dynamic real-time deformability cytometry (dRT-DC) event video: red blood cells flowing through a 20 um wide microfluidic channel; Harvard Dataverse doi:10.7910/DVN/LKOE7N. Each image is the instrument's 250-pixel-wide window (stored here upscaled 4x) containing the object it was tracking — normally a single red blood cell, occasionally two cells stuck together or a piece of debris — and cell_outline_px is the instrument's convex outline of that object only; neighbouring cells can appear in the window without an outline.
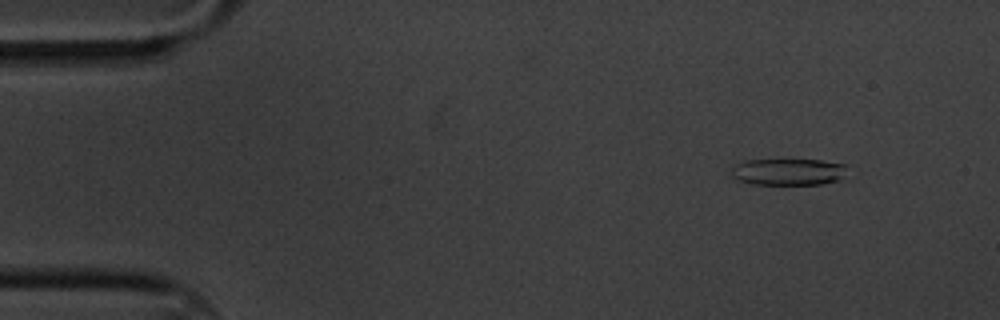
{"species": "common noctule bat (a hibernating species)", "species_latin": "Nyctalus noctula", "temperature_condition": "cold", "stored_images_in_passage": 58, "camera_frame_rate_fps": 3000, "um_per_image_px": 0.085, "animal": {"sex": "male", "body_mass_g": 20.1, "forearm_length_mm": 53.5}, "frame": {"image": 1, "passage_image": 4, "time_ms": 1.0, "image_size_px": [1000, 320], "cell_outline_px": [[848, 164], [844, 180], [820, 184], [752, 184], [740, 180], [732, 176], [732, 168], [736, 164], [744, 160], [820, 160]], "centroid_in_image_um": [67.09, 14.6], "position_along_channel_um": 17.9, "area_um2": 18.21}}
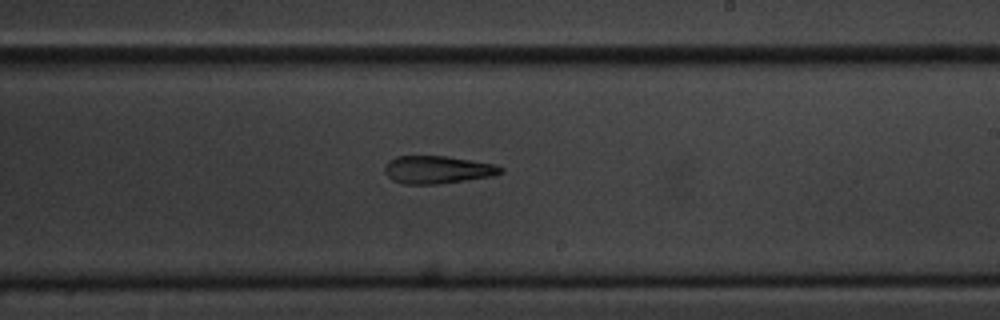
{"frame": {"image": 2, "passage_image": 33, "time_ms": 10.667, "image_size_px": [1000, 320], "cell_outline_px": [[504, 172], [492, 176], [436, 184], [404, 184], [392, 180], [384, 172], [384, 164], [388, 160], [396, 156], [444, 156], [492, 164], [504, 168]], "centroid_in_image_um": [37.12, 14.42], "position_along_channel_um": 251.9, "area_um2": 18.61}}
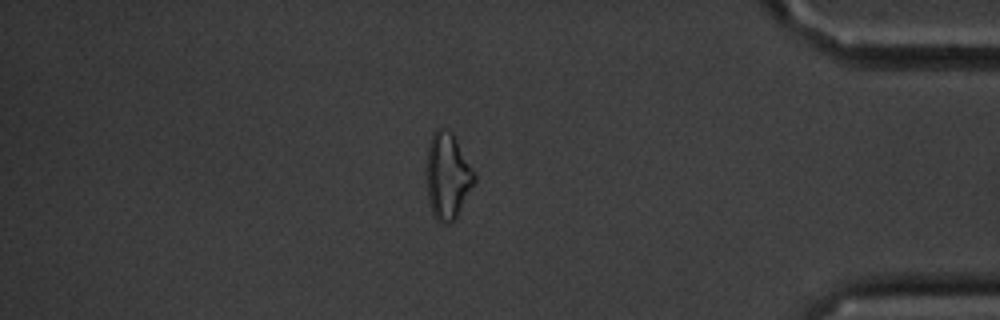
{"frame": {"image": 3, "passage_image": 49, "time_ms": 16.0, "image_size_px": [1000, 320], "cell_outline_px": [[476, 180], [456, 220], [452, 224], [440, 224], [436, 220], [432, 212], [428, 200], [424, 172], [428, 144], [436, 128], [444, 128], [452, 132], [476, 172]], "centroid_in_image_um": [38.03, 14.99], "position_along_channel_um": 397.2, "area_um2": 25.03}, "authors_computed_cell_mechanics": {"area_um2": 19.4208, "velocity_mm_per_s": 3.3426, "shape_relaxation_time_tau1_ms": 7.2674, "shape_relaxation_time_tau2_ms": null, "deformation_change_tau1": 0.2319, "deformation_change_tau2": null}}